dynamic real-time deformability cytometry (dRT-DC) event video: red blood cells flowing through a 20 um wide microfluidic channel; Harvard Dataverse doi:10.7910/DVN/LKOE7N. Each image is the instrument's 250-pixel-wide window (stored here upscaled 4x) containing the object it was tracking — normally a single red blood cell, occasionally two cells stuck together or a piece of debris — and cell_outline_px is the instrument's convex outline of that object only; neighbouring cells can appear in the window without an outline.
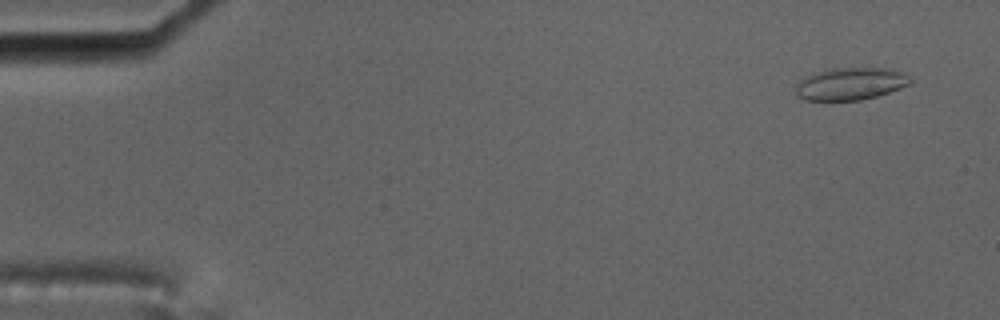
{"species": "common noctule bat (a hibernating species)", "species_latin": "Nyctalus noctula", "temperature_condition": "cold", "stored_images_in_passage": 58, "camera_frame_rate_fps": 3000, "um_per_image_px": 0.085, "animal": {"sex": "male", "body_mass_g": 17.5, "forearm_length_mm": 52.3}, "frame": {"image": 1, "passage_image": 4, "time_ms": 1.0, "image_size_px": [1000, 320], "cell_outline_px": [[912, 80], [908, 84], [900, 88], [876, 96], [860, 100], [804, 100], [796, 96], [796, 84], [804, 76], [812, 72], [832, 68], [892, 68], [900, 72]], "centroid_in_image_um": [72.22, 7.11], "position_along_channel_um": 12.8, "area_um2": 21.62}}
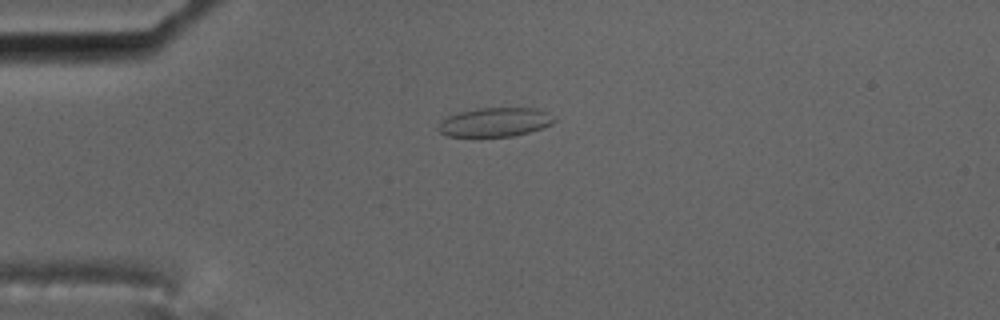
{"frame": {"image": 2, "passage_image": 15, "time_ms": 4.667, "image_size_px": [1000, 320], "cell_outline_px": [[556, 120], [552, 124], [528, 132], [512, 136], [448, 136], [440, 132], [436, 128], [448, 116], [460, 112], [476, 108], [536, 108], [548, 112]], "centroid_in_image_um": [42.09, 10.37], "position_along_channel_um": 42.9, "area_um2": 19.36}}
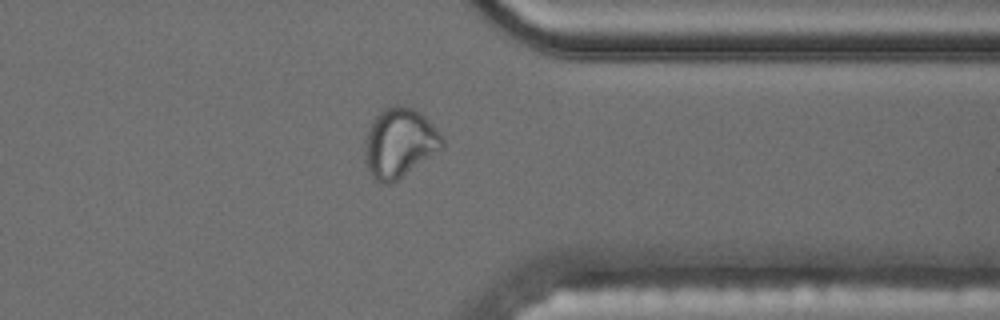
{"frame": {"image": 3, "passage_image": 46, "time_ms": 15.0, "image_size_px": [1000, 320], "cell_outline_px": [[444, 148], [392, 184], [380, 184], [372, 176], [364, 160], [364, 148], [368, 124], [384, 108], [392, 104], [400, 104], [412, 108], [420, 112], [444, 136]], "centroid_in_image_um": [33.96, 12.14], "position_along_channel_um": 377.4, "area_um2": 31.91}, "authors_computed_cell_mechanics": {"area_um2": 21.7617, "velocity_mm_per_s": 3.5083, "shape_relaxation_time_tau1_ms": null, "shape_relaxation_time_tau2_ms": 0.9593, "deformation_change_tau1": null, "deformation_change_tau2": 0.0687}}